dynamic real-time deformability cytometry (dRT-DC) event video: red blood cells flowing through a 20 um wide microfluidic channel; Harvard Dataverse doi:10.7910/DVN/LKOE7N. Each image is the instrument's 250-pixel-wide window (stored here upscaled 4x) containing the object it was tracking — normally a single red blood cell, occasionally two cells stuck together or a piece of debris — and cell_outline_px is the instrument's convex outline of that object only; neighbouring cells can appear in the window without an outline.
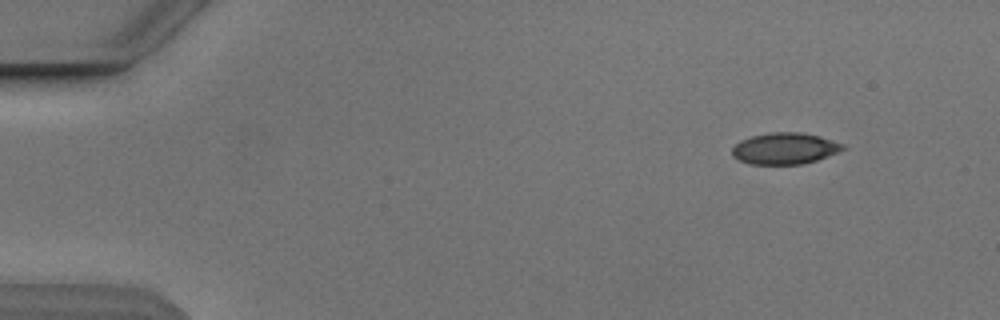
{"species": "Egyptian fruit bat (a non-hibernating species)", "species_latin": "Rousettus aegyptiacus", "temperature_condition": "cold", "stored_images_in_passage": 5, "camera_frame_rate_fps": 3000, "um_per_image_px": 0.085, "animal": {"sex": "male"}, "frame": {"image": 1, "passage_image": 1, "time_ms": 0.0, "image_size_px": [1000, 320], "cell_outline_px": [[844, 148], [836, 152], [816, 160], [800, 164], [752, 164], [740, 160], [732, 156], [732, 148], [740, 140], [752, 136], [772, 132], [800, 132], [820, 136], [844, 144]], "centroid_in_image_um": [66.68, 12.61], "position_along_channel_um": 18.3, "area_um2": 20.0}}
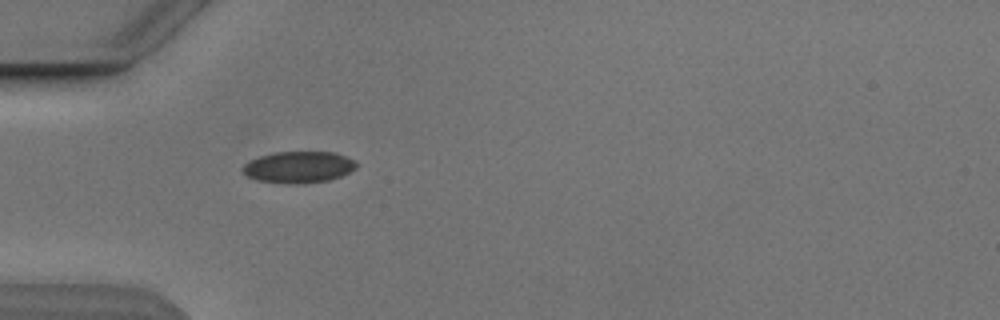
{"frame": {"image": 2, "passage_image": 4, "time_ms": 3.667, "image_size_px": [1000, 320], "cell_outline_px": [[360, 164], [356, 168], [340, 176], [328, 180], [300, 184], [288, 184], [256, 180], [248, 176], [244, 172], [244, 164], [260, 156], [276, 152], [332, 152], [356, 160]], "centroid_in_image_um": [25.42, 14.21], "position_along_channel_um": 59.6, "area_um2": 20.75}}
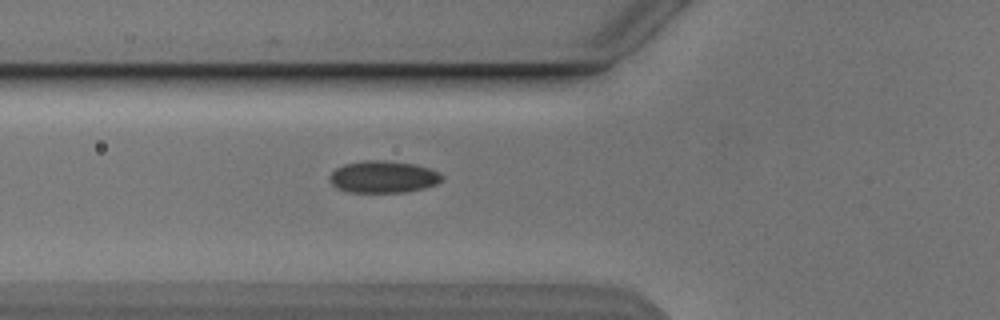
{"frame": {"image": 3, "passage_image": 5, "time_ms": 4.667, "image_size_px": [1000, 320], "cell_outline_px": [[444, 180], [436, 184], [424, 188], [404, 192], [348, 192], [336, 188], [328, 180], [328, 176], [336, 168], [344, 164], [364, 160], [388, 160], [416, 164], [440, 172], [444, 176]], "centroid_in_image_um": [32.58, 15.02], "position_along_channel_um": 93.2, "area_um2": 21.27}}